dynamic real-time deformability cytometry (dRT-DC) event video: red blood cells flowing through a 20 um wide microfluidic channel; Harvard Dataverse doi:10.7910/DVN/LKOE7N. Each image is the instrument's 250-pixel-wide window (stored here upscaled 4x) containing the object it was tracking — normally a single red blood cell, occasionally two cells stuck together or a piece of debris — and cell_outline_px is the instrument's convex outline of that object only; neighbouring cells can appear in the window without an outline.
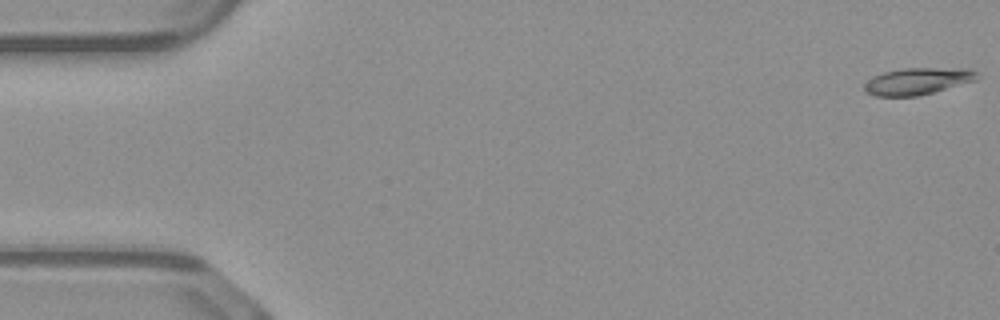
{"species": "common noctule bat (a hibernating species)", "species_latin": "Nyctalus noctula", "temperature_condition": "warm", "stored_images_in_passage": 52, "segment_of_instrument_passage": [1, 2], "camera_frame_rate_fps": 3000, "um_per_image_px": 0.085, "animal": {"sex": "male", "body_mass_g": 23.1, "forearm_length_mm": 52.7}, "frame": {"image": 1, "passage_image": 1, "time_ms": 0.0, "image_size_px": [1000, 320], "cell_outline_px": [[980, 76], [976, 80], [932, 92], [916, 96], [872, 96], [864, 92], [864, 84], [872, 76], [884, 72], [904, 68], [964, 68], [976, 72]], "centroid_in_image_um": [77.94, 6.9], "position_along_channel_um": 7.1, "area_um2": 17.57}}
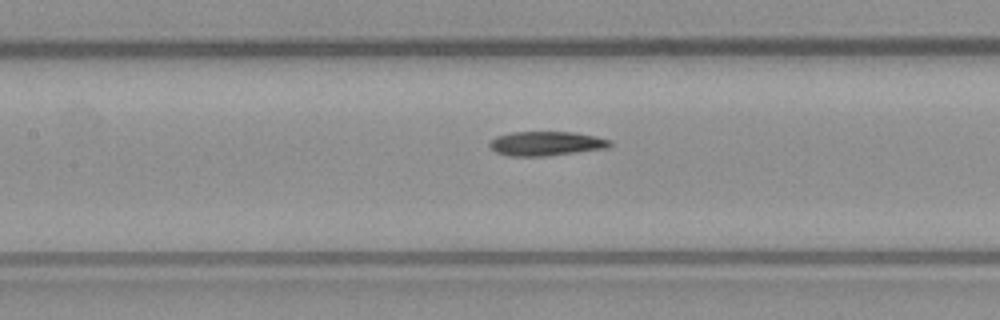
{"frame": {"image": 2, "passage_image": 23, "time_ms": 7.333, "image_size_px": [1000, 320], "cell_outline_px": [[612, 144], [608, 148], [576, 152], [540, 156], [512, 156], [496, 152], [488, 144], [496, 136], [512, 132], [572, 132], [596, 136], [612, 140]], "centroid_in_image_um": [46.45, 12.19], "position_along_channel_um": 161.0, "area_um2": 16.88}}
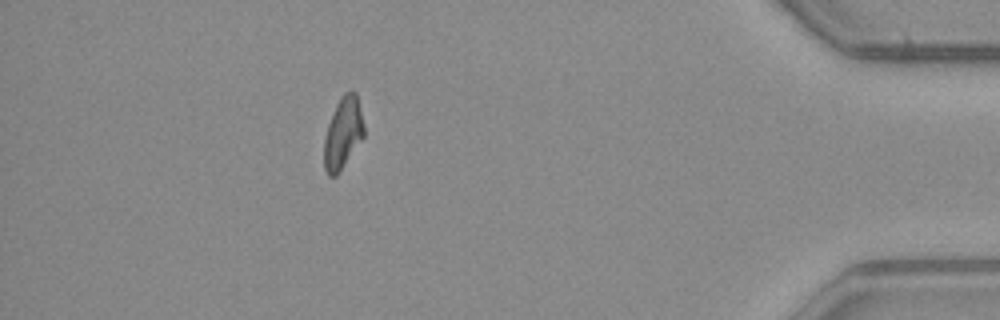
{"frame": {"image": 3, "passage_image": 45, "time_ms": 14.667, "image_size_px": [1000, 320], "cell_outline_px": [[364, 136], [336, 176], [328, 176], [324, 168], [324, 136], [328, 124], [336, 104], [344, 92], [352, 88], [356, 92], [364, 124]], "centroid_in_image_um": [29.15, 11.28], "position_along_channel_um": 406.1, "area_um2": 16.65}}